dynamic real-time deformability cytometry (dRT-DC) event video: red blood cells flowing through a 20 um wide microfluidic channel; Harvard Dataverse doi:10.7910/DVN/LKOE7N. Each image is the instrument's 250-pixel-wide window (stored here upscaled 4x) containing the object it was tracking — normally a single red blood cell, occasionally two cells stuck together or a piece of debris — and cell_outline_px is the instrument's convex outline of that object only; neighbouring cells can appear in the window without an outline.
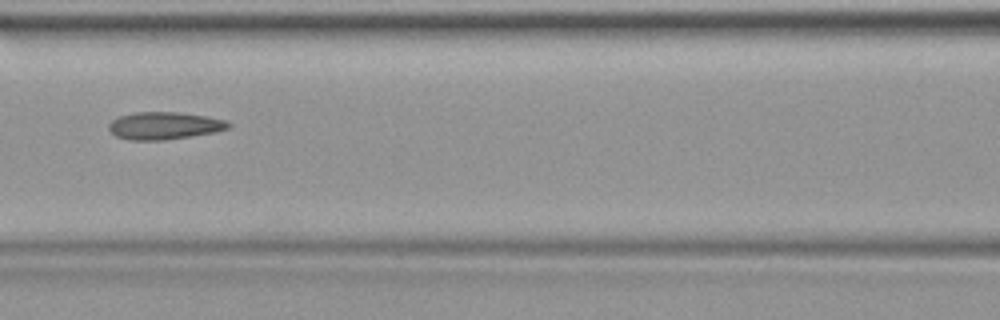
{"species": "common noctule bat (a hibernating species)", "species_latin": "Nyctalus noctula", "temperature_condition": "warm", "stored_images_in_passage": 40, "camera_frame_rate_fps": 3000, "um_per_image_px": 0.085, "animal": {"sex": "female", "body_mass_g": 19.9}, "frame": {"image": 1, "passage_image": 18, "time_ms": 5.667, "image_size_px": [1000, 320], "cell_outline_px": [[232, 124], [228, 128], [216, 132], [164, 140], [128, 140], [116, 136], [108, 128], [108, 124], [112, 120], [120, 116], [136, 112], [180, 112], [208, 116], [224, 120]], "centroid_in_image_um": [13.97, 10.68], "position_along_channel_um": 152.6, "area_um2": 19.13}}